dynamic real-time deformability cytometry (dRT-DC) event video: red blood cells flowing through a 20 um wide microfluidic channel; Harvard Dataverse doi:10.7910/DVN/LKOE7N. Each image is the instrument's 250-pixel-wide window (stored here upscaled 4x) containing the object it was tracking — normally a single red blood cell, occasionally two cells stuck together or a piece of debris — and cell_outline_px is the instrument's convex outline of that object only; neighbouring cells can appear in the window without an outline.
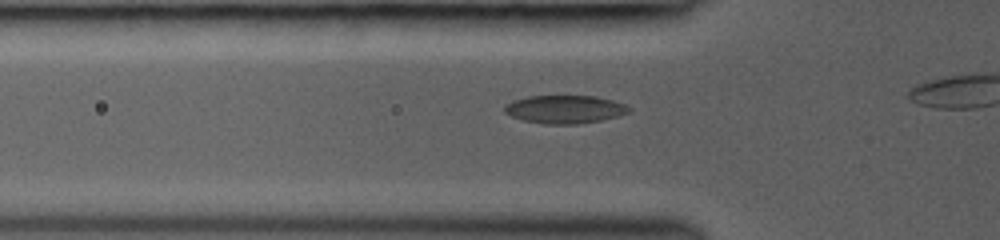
{"species": "common noctule bat (a hibernating species)", "species_latin": "Nyctalus noctula", "temperature_condition": "room temperature", "stored_images_in_passage": 18, "camera_frame_rate_fps": 3000, "um_per_image_px": 0.085, "animal": {"sex": "female", "body_mass_g": 19.0, "forearm_length_mm": 53.3}, "frame": {"image": 1, "passage_image": 13, "time_ms": 4.0, "image_size_px": [1000, 240], "cell_outline_px": [[632, 112], [600, 120], [576, 124], [544, 124], [524, 120], [512, 116], [504, 112], [504, 104], [512, 100], [528, 96], [596, 96], [612, 100], [624, 104], [632, 108]], "centroid_in_image_um": [48.0, 9.28], "position_along_channel_um": 77.8, "area_um2": 20.4}}
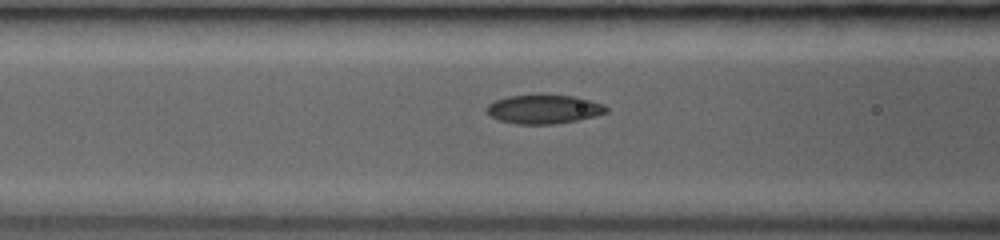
{"frame": {"image": 2, "passage_image": 16, "time_ms": 5.0, "image_size_px": [1000, 240], "cell_outline_px": [[608, 112], [596, 116], [576, 120], [552, 124], [516, 124], [500, 120], [492, 116], [488, 112], [488, 104], [496, 100], [508, 96], [544, 92], [576, 96], [604, 104], [608, 108]], "centroid_in_image_um": [46.27, 9.23], "position_along_channel_um": 120.3, "area_um2": 20.69}}